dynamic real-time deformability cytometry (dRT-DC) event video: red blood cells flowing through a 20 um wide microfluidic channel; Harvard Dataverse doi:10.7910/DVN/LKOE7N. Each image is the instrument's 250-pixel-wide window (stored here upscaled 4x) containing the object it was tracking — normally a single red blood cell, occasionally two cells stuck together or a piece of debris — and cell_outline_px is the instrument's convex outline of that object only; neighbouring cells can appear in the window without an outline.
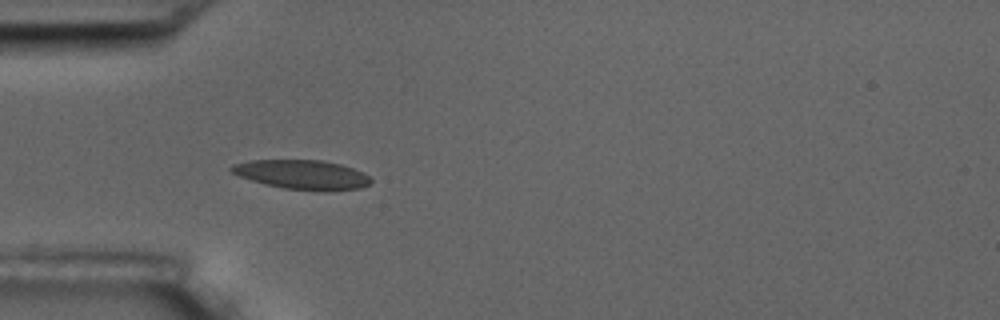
{"species": "common noctule bat (a hibernating species)", "species_latin": "Nyctalus noctula", "temperature_condition": "room temperature", "stored_images_in_passage": 15, "camera_frame_rate_fps": 3000, "um_per_image_px": 0.085, "animal": {"sex": "male", "body_mass_g": 17.5, "forearm_length_mm": 52.3}, "frame": {"image": 1, "passage_image": 5, "time_ms": 1.333, "image_size_px": [1000, 320], "cell_outline_px": [[372, 180], [368, 184], [360, 188], [324, 192], [284, 188], [264, 184], [240, 176], [232, 172], [228, 168], [232, 164], [252, 160], [320, 160], [340, 164], [364, 172]], "centroid_in_image_um": [25.69, 14.85], "position_along_channel_um": 59.3, "area_um2": 23.87}}
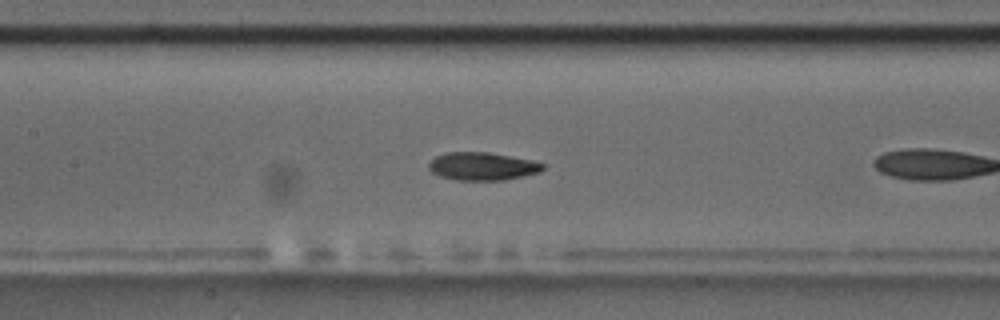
{"frame": {"image": 2, "passage_image": 11, "time_ms": 3.333, "image_size_px": [1000, 320], "cell_outline_px": [[544, 168], [540, 172], [504, 180], [456, 180], [440, 176], [432, 172], [428, 168], [428, 164], [436, 156], [448, 152], [488, 152], [532, 160], [544, 164]], "centroid_in_image_um": [40.99, 14.13], "position_along_channel_um": 166.4, "area_um2": 18.5}}